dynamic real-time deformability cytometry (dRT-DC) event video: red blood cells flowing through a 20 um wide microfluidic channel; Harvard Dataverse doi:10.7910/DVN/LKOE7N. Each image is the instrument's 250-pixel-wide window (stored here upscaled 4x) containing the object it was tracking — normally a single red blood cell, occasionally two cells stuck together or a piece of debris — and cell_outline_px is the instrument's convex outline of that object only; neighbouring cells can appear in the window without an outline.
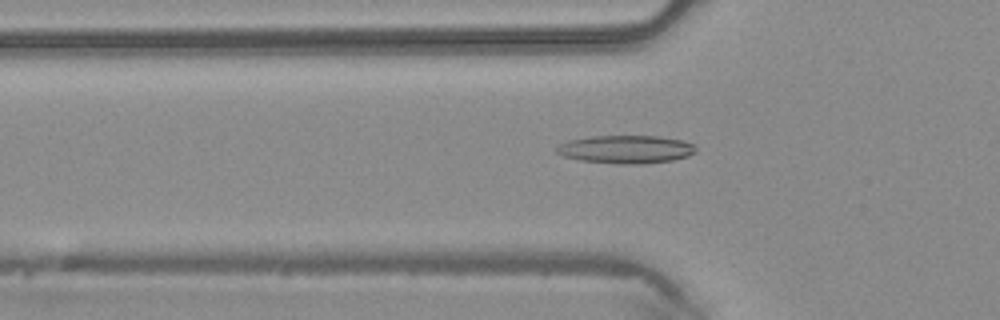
{"species": "common noctule bat (a hibernating species)", "species_latin": "Nyctalus noctula", "temperature_condition": "warm", "stored_images_in_passage": 41, "camera_frame_rate_fps": 3000, "um_per_image_px": 0.085, "animal": {"sex": "male", "body_mass_g": 20.4}, "frame": {"image": 1, "passage_image": 10, "time_ms": 3.0, "image_size_px": [1000, 320], "cell_outline_px": [[696, 152], [688, 156], [672, 160], [644, 164], [624, 164], [580, 160], [564, 156], [556, 152], [556, 148], [560, 144], [568, 140], [592, 136], [660, 136], [680, 140], [692, 144], [696, 148]], "centroid_in_image_um": [53.21, 12.69], "position_along_channel_um": 72.6, "area_um2": 22.66}}
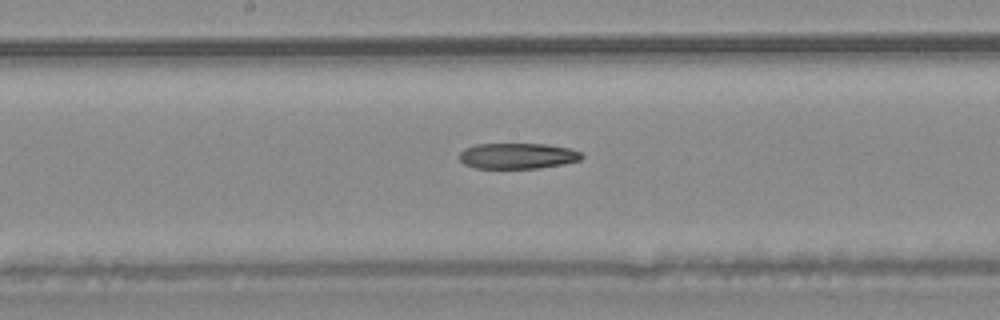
{"frame": {"image": 2, "passage_image": 19, "time_ms": 6.0, "image_size_px": [1000, 320], "cell_outline_px": [[584, 156], [580, 160], [564, 164], [536, 168], [476, 168], [464, 164], [460, 160], [460, 152], [464, 148], [476, 144], [544, 144], [568, 148], [580, 152]], "centroid_in_image_um": [43.98, 13.25], "position_along_channel_um": 204.2, "area_um2": 18.26}}
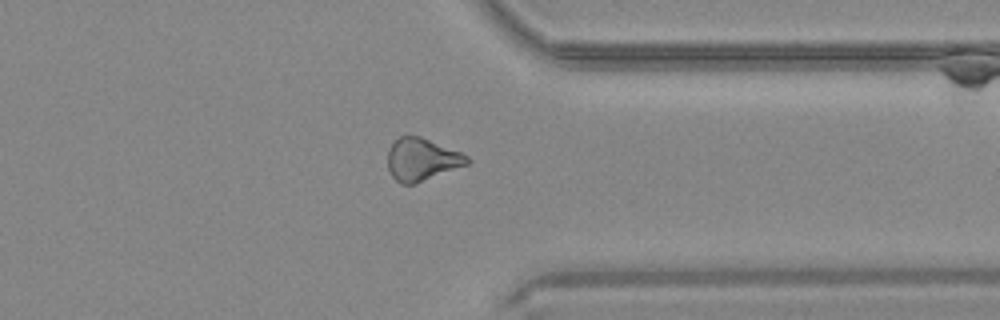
{"frame": {"image": 3, "passage_image": 31, "time_ms": 10.0, "image_size_px": [1000, 320], "cell_outline_px": [[472, 160], [468, 164], [416, 184], [400, 184], [392, 176], [388, 168], [388, 152], [392, 144], [400, 136], [420, 136], [460, 152], [468, 156]], "centroid_in_image_um": [35.86, 13.57], "position_along_channel_um": 375.5, "area_um2": 19.59}}